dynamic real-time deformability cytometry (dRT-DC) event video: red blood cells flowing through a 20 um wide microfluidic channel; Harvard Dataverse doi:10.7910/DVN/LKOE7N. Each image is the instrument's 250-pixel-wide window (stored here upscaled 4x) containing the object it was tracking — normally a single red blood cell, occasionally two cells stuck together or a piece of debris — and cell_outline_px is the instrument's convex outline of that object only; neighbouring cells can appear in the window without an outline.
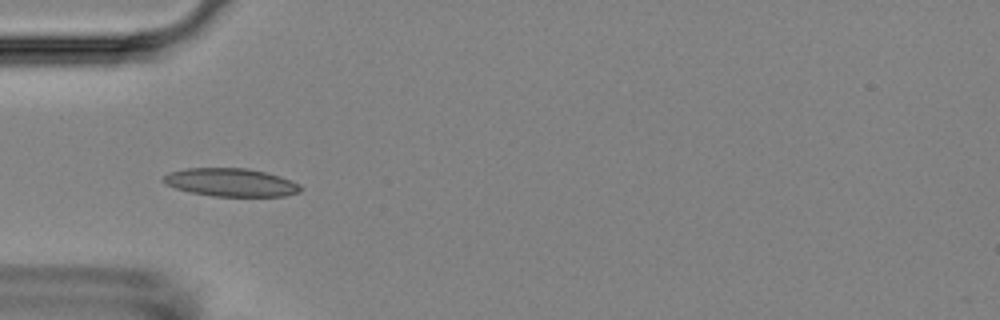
{"species": "Egyptian fruit bat (a non-hibernating species)", "species_latin": "Rousettus aegyptiacus", "temperature_condition": "room temperature", "stored_images_in_passage": 12, "camera_frame_rate_fps": 3000, "um_per_image_px": 0.085, "animal": {"sex": "female"}, "frame": {"image": 1, "passage_image": 2, "time_ms": 1.333, "image_size_px": [1000, 320], "cell_outline_px": [[304, 188], [300, 192], [284, 196], [212, 196], [188, 192], [176, 188], [160, 180], [168, 172], [184, 168], [248, 168], [280, 176], [292, 180], [300, 184]], "centroid_in_image_um": [19.64, 15.5], "position_along_channel_um": 65.4, "area_um2": 22.66}}
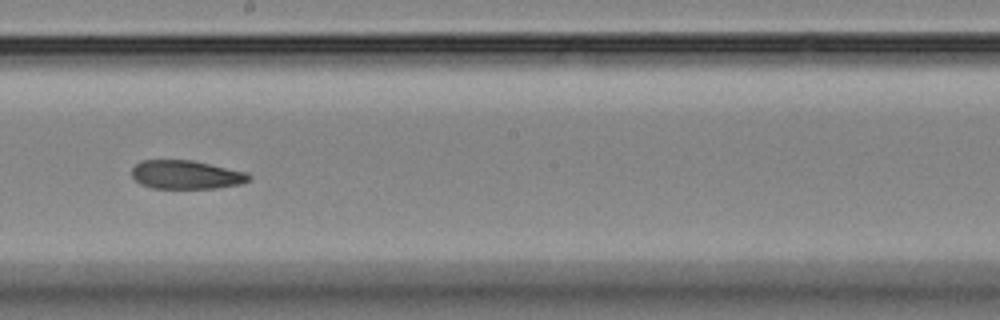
{"frame": {"image": 2, "passage_image": 6, "time_ms": 6.0, "image_size_px": [1000, 320], "cell_outline_px": [[252, 176], [248, 180], [240, 184], [216, 188], [152, 188], [140, 184], [132, 176], [132, 168], [140, 160], [192, 160], [248, 172]], "centroid_in_image_um": [15.82, 14.84], "position_along_channel_um": 232.4, "area_um2": 19.59}}
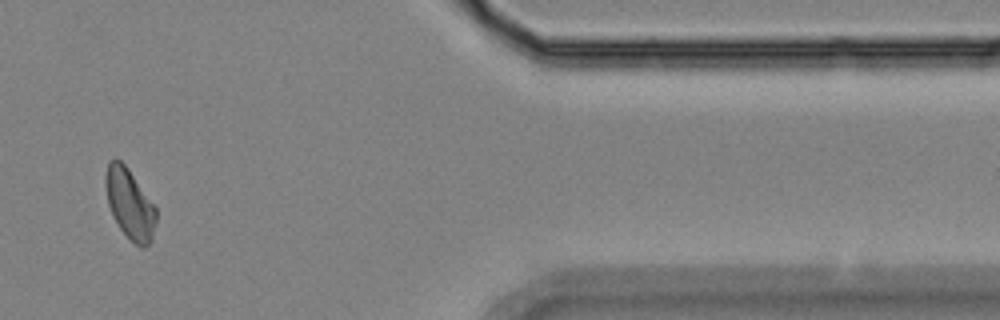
{"frame": {"image": 3, "passage_image": 10, "time_ms": 11.667, "image_size_px": [1000, 320], "cell_outline_px": [[156, 220], [152, 240], [144, 248], [140, 248], [120, 228], [108, 204], [104, 180], [108, 164], [116, 156], [128, 168], [156, 208]], "centroid_in_image_um": [11.03, 17.32], "position_along_channel_um": 400.4, "area_um2": 20.29}}